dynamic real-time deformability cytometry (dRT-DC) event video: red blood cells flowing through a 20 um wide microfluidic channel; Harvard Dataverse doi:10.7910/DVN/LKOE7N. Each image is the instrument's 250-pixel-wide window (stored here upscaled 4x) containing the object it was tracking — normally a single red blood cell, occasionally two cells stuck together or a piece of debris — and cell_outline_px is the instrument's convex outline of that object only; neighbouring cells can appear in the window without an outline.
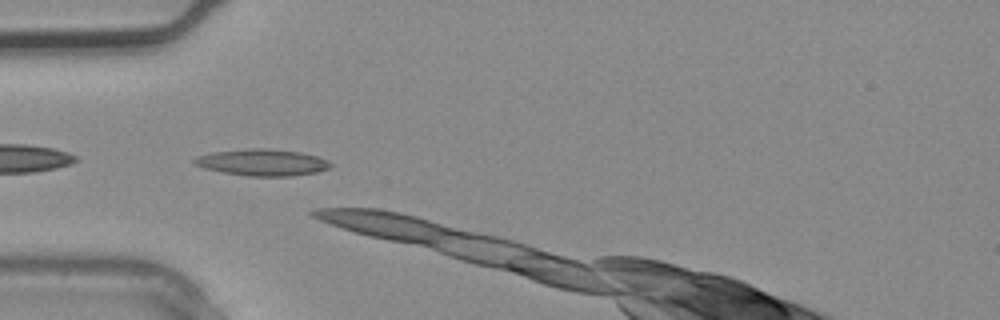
{"species": "common noctule bat (a hibernating species)", "species_latin": "Nyctalus noctula", "temperature_condition": "warm", "stored_images_in_passage": 5, "camera_frame_rate_fps": 3000, "um_per_image_px": 0.085, "animal": {"sex": "male", "body_mass_g": 20.4}, "frame": {"image": 1, "passage_image": 2, "time_ms": 0.333, "image_size_px": [1000, 320], "cell_outline_px": [[332, 164], [328, 168], [316, 172], [292, 176], [248, 176], [224, 172], [204, 168], [192, 164], [192, 160], [196, 156], [212, 152], [248, 148], [268, 148], [300, 152], [316, 156], [328, 160]], "centroid_in_image_um": [22.26, 13.8], "position_along_channel_um": 62.7, "area_um2": 21.15}}